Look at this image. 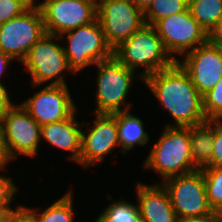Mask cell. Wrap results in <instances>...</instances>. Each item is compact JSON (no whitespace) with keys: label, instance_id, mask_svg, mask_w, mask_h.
Here are the masks:
<instances>
[{"label":"cell","instance_id":"6da1fadb","mask_svg":"<svg viewBox=\"0 0 222 222\" xmlns=\"http://www.w3.org/2000/svg\"><path fill=\"white\" fill-rule=\"evenodd\" d=\"M142 81L171 114L177 127H192L207 121L202 95L177 62L148 75Z\"/></svg>","mask_w":222,"mask_h":222},{"label":"cell","instance_id":"7a4b0ae2","mask_svg":"<svg viewBox=\"0 0 222 222\" xmlns=\"http://www.w3.org/2000/svg\"><path fill=\"white\" fill-rule=\"evenodd\" d=\"M113 55L134 71L138 67H144L141 79L173 66L178 60L174 54L172 56L168 53L157 30L150 24H144L134 32L113 51Z\"/></svg>","mask_w":222,"mask_h":222},{"label":"cell","instance_id":"3957f363","mask_svg":"<svg viewBox=\"0 0 222 222\" xmlns=\"http://www.w3.org/2000/svg\"><path fill=\"white\" fill-rule=\"evenodd\" d=\"M189 127L167 125L145 161L165 180L197 170L192 163Z\"/></svg>","mask_w":222,"mask_h":222},{"label":"cell","instance_id":"277c9868","mask_svg":"<svg viewBox=\"0 0 222 222\" xmlns=\"http://www.w3.org/2000/svg\"><path fill=\"white\" fill-rule=\"evenodd\" d=\"M2 146L7 160L18 153L34 157L41 139V126L20 105L13 104L0 117ZM18 152V153H17Z\"/></svg>","mask_w":222,"mask_h":222},{"label":"cell","instance_id":"5b68a950","mask_svg":"<svg viewBox=\"0 0 222 222\" xmlns=\"http://www.w3.org/2000/svg\"><path fill=\"white\" fill-rule=\"evenodd\" d=\"M45 34L42 11L34 2L21 15L0 25V51L22 62L31 47Z\"/></svg>","mask_w":222,"mask_h":222},{"label":"cell","instance_id":"8992f818","mask_svg":"<svg viewBox=\"0 0 222 222\" xmlns=\"http://www.w3.org/2000/svg\"><path fill=\"white\" fill-rule=\"evenodd\" d=\"M65 34L69 47L64 46L63 49L73 73L113 56L97 18L89 24L63 33L58 39H63Z\"/></svg>","mask_w":222,"mask_h":222},{"label":"cell","instance_id":"52a82bcc","mask_svg":"<svg viewBox=\"0 0 222 222\" xmlns=\"http://www.w3.org/2000/svg\"><path fill=\"white\" fill-rule=\"evenodd\" d=\"M96 65L98 66L96 114H113L129 110L128 107L121 109V106L127 98L136 72L127 68L114 55Z\"/></svg>","mask_w":222,"mask_h":222},{"label":"cell","instance_id":"ba28073f","mask_svg":"<svg viewBox=\"0 0 222 222\" xmlns=\"http://www.w3.org/2000/svg\"><path fill=\"white\" fill-rule=\"evenodd\" d=\"M96 18L112 51L146 24L144 12L127 0H98Z\"/></svg>","mask_w":222,"mask_h":222},{"label":"cell","instance_id":"9c48e42d","mask_svg":"<svg viewBox=\"0 0 222 222\" xmlns=\"http://www.w3.org/2000/svg\"><path fill=\"white\" fill-rule=\"evenodd\" d=\"M179 219L206 216L213 212L207 202L202 169L173 176L162 182Z\"/></svg>","mask_w":222,"mask_h":222},{"label":"cell","instance_id":"30bf717a","mask_svg":"<svg viewBox=\"0 0 222 222\" xmlns=\"http://www.w3.org/2000/svg\"><path fill=\"white\" fill-rule=\"evenodd\" d=\"M59 36L46 33L29 50L22 63L31 74L34 87L51 81L48 85H66L63 71L71 72L62 45L54 43Z\"/></svg>","mask_w":222,"mask_h":222},{"label":"cell","instance_id":"8fae6325","mask_svg":"<svg viewBox=\"0 0 222 222\" xmlns=\"http://www.w3.org/2000/svg\"><path fill=\"white\" fill-rule=\"evenodd\" d=\"M38 6L46 33L56 36L89 24L97 16V2L94 0H44Z\"/></svg>","mask_w":222,"mask_h":222},{"label":"cell","instance_id":"7c38bea8","mask_svg":"<svg viewBox=\"0 0 222 222\" xmlns=\"http://www.w3.org/2000/svg\"><path fill=\"white\" fill-rule=\"evenodd\" d=\"M154 27L170 55H185L209 40V35L192 17L189 9L159 20Z\"/></svg>","mask_w":222,"mask_h":222},{"label":"cell","instance_id":"4fadbf2b","mask_svg":"<svg viewBox=\"0 0 222 222\" xmlns=\"http://www.w3.org/2000/svg\"><path fill=\"white\" fill-rule=\"evenodd\" d=\"M184 56L183 61L178 59L176 62L189 75L197 91L203 96L222 77V45L208 40Z\"/></svg>","mask_w":222,"mask_h":222},{"label":"cell","instance_id":"5bb4252c","mask_svg":"<svg viewBox=\"0 0 222 222\" xmlns=\"http://www.w3.org/2000/svg\"><path fill=\"white\" fill-rule=\"evenodd\" d=\"M20 104L40 126L62 121L76 112L67 85H45Z\"/></svg>","mask_w":222,"mask_h":222},{"label":"cell","instance_id":"9a60e30c","mask_svg":"<svg viewBox=\"0 0 222 222\" xmlns=\"http://www.w3.org/2000/svg\"><path fill=\"white\" fill-rule=\"evenodd\" d=\"M86 134L82 132L79 163L89 166L103 160L106 153L119 145L116 117L113 114H96L95 122Z\"/></svg>","mask_w":222,"mask_h":222},{"label":"cell","instance_id":"2e32d148","mask_svg":"<svg viewBox=\"0 0 222 222\" xmlns=\"http://www.w3.org/2000/svg\"><path fill=\"white\" fill-rule=\"evenodd\" d=\"M136 188L142 222H180L162 184L139 183Z\"/></svg>","mask_w":222,"mask_h":222},{"label":"cell","instance_id":"e0dca14e","mask_svg":"<svg viewBox=\"0 0 222 222\" xmlns=\"http://www.w3.org/2000/svg\"><path fill=\"white\" fill-rule=\"evenodd\" d=\"M75 114L76 112L62 121L41 126V138H44L51 146L72 152L68 158L79 163L82 139L79 126L88 125V123L75 121Z\"/></svg>","mask_w":222,"mask_h":222},{"label":"cell","instance_id":"ac0fdd59","mask_svg":"<svg viewBox=\"0 0 222 222\" xmlns=\"http://www.w3.org/2000/svg\"><path fill=\"white\" fill-rule=\"evenodd\" d=\"M213 124L214 121L207 120L189 127L192 163L197 169L211 167Z\"/></svg>","mask_w":222,"mask_h":222},{"label":"cell","instance_id":"d6986e66","mask_svg":"<svg viewBox=\"0 0 222 222\" xmlns=\"http://www.w3.org/2000/svg\"><path fill=\"white\" fill-rule=\"evenodd\" d=\"M128 111L113 113L117 121L119 146H121L122 154H126V151L134 148L136 144H147L149 140L142 120Z\"/></svg>","mask_w":222,"mask_h":222},{"label":"cell","instance_id":"ffe728a7","mask_svg":"<svg viewBox=\"0 0 222 222\" xmlns=\"http://www.w3.org/2000/svg\"><path fill=\"white\" fill-rule=\"evenodd\" d=\"M188 9L192 17L210 35L222 15V0H189Z\"/></svg>","mask_w":222,"mask_h":222},{"label":"cell","instance_id":"44dd1931","mask_svg":"<svg viewBox=\"0 0 222 222\" xmlns=\"http://www.w3.org/2000/svg\"><path fill=\"white\" fill-rule=\"evenodd\" d=\"M72 193L64 195L58 201L47 207L43 212L28 210L36 217L37 222H72L73 221Z\"/></svg>","mask_w":222,"mask_h":222},{"label":"cell","instance_id":"7402d4cb","mask_svg":"<svg viewBox=\"0 0 222 222\" xmlns=\"http://www.w3.org/2000/svg\"><path fill=\"white\" fill-rule=\"evenodd\" d=\"M95 222H142V219L138 206L122 199L108 205Z\"/></svg>","mask_w":222,"mask_h":222},{"label":"cell","instance_id":"603a6c76","mask_svg":"<svg viewBox=\"0 0 222 222\" xmlns=\"http://www.w3.org/2000/svg\"><path fill=\"white\" fill-rule=\"evenodd\" d=\"M207 202L214 212L222 213V166L202 168Z\"/></svg>","mask_w":222,"mask_h":222},{"label":"cell","instance_id":"cb8c5ba5","mask_svg":"<svg viewBox=\"0 0 222 222\" xmlns=\"http://www.w3.org/2000/svg\"><path fill=\"white\" fill-rule=\"evenodd\" d=\"M189 0H153L144 12L146 24L155 25L159 20L188 10Z\"/></svg>","mask_w":222,"mask_h":222},{"label":"cell","instance_id":"d4e9b609","mask_svg":"<svg viewBox=\"0 0 222 222\" xmlns=\"http://www.w3.org/2000/svg\"><path fill=\"white\" fill-rule=\"evenodd\" d=\"M203 111L208 121L222 119V77L220 81L203 96Z\"/></svg>","mask_w":222,"mask_h":222},{"label":"cell","instance_id":"484cf974","mask_svg":"<svg viewBox=\"0 0 222 222\" xmlns=\"http://www.w3.org/2000/svg\"><path fill=\"white\" fill-rule=\"evenodd\" d=\"M33 3L32 0H0V25L21 15Z\"/></svg>","mask_w":222,"mask_h":222},{"label":"cell","instance_id":"4316f807","mask_svg":"<svg viewBox=\"0 0 222 222\" xmlns=\"http://www.w3.org/2000/svg\"><path fill=\"white\" fill-rule=\"evenodd\" d=\"M17 188L11 178L0 175V209L14 210L10 208V203Z\"/></svg>","mask_w":222,"mask_h":222},{"label":"cell","instance_id":"83f0119b","mask_svg":"<svg viewBox=\"0 0 222 222\" xmlns=\"http://www.w3.org/2000/svg\"><path fill=\"white\" fill-rule=\"evenodd\" d=\"M211 166H222V120L214 121Z\"/></svg>","mask_w":222,"mask_h":222},{"label":"cell","instance_id":"f1b7e54d","mask_svg":"<svg viewBox=\"0 0 222 222\" xmlns=\"http://www.w3.org/2000/svg\"><path fill=\"white\" fill-rule=\"evenodd\" d=\"M8 222H37L36 217L28 210V208L19 205L15 211H13Z\"/></svg>","mask_w":222,"mask_h":222},{"label":"cell","instance_id":"f546056e","mask_svg":"<svg viewBox=\"0 0 222 222\" xmlns=\"http://www.w3.org/2000/svg\"><path fill=\"white\" fill-rule=\"evenodd\" d=\"M180 222H222V213L213 211L209 215L184 218Z\"/></svg>","mask_w":222,"mask_h":222},{"label":"cell","instance_id":"4dcf8cb0","mask_svg":"<svg viewBox=\"0 0 222 222\" xmlns=\"http://www.w3.org/2000/svg\"><path fill=\"white\" fill-rule=\"evenodd\" d=\"M9 97L6 87L0 82V117L13 105Z\"/></svg>","mask_w":222,"mask_h":222},{"label":"cell","instance_id":"1f68e13d","mask_svg":"<svg viewBox=\"0 0 222 222\" xmlns=\"http://www.w3.org/2000/svg\"><path fill=\"white\" fill-rule=\"evenodd\" d=\"M209 40L215 44L222 45V15L217 27L209 35Z\"/></svg>","mask_w":222,"mask_h":222},{"label":"cell","instance_id":"d6a6232c","mask_svg":"<svg viewBox=\"0 0 222 222\" xmlns=\"http://www.w3.org/2000/svg\"><path fill=\"white\" fill-rule=\"evenodd\" d=\"M13 59L8 56L5 55L4 53H2L0 51V78L4 73V70H6L7 65L10 63V61H12Z\"/></svg>","mask_w":222,"mask_h":222},{"label":"cell","instance_id":"836d02e7","mask_svg":"<svg viewBox=\"0 0 222 222\" xmlns=\"http://www.w3.org/2000/svg\"><path fill=\"white\" fill-rule=\"evenodd\" d=\"M8 160L5 156L4 150H3V146H2V139H1V132H0V169L5 168L6 164H8Z\"/></svg>","mask_w":222,"mask_h":222},{"label":"cell","instance_id":"e575fe53","mask_svg":"<svg viewBox=\"0 0 222 222\" xmlns=\"http://www.w3.org/2000/svg\"><path fill=\"white\" fill-rule=\"evenodd\" d=\"M153 0H135V4L138 6V8L145 12L148 7L152 4Z\"/></svg>","mask_w":222,"mask_h":222},{"label":"cell","instance_id":"d590c367","mask_svg":"<svg viewBox=\"0 0 222 222\" xmlns=\"http://www.w3.org/2000/svg\"><path fill=\"white\" fill-rule=\"evenodd\" d=\"M15 210L0 209V222H8L10 214Z\"/></svg>","mask_w":222,"mask_h":222}]
</instances>
